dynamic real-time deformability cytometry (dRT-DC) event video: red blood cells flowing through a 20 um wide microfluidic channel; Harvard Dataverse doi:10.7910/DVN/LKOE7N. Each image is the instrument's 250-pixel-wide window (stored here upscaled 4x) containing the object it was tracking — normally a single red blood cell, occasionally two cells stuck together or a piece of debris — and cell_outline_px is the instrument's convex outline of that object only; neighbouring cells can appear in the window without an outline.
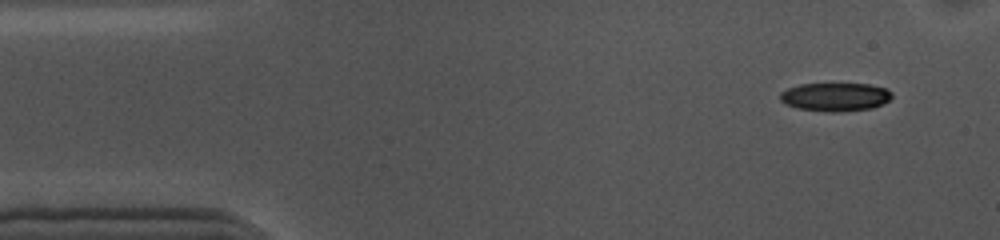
{"species": "common noctule bat (a hibernating species)", "species_latin": "Nyctalus noctula", "temperature_condition": "cold", "stored_images_in_passage": 2, "camera_frame_rate_fps": 3000, "um_per_image_px": 0.085, "animal": {"sex": "female", "body_mass_g": 10.0, "forearm_length_mm": 53.1}, "frame": {"image": 1, "passage_image": 1, "time_ms": 0.0, "image_size_px": [1000, 240], "cell_outline_px": [[892, 96], [884, 104], [872, 108], [840, 112], [828, 112], [796, 108], [780, 100], [780, 92], [788, 88], [800, 84], [868, 84], [888, 88], [892, 92]], "centroid_in_image_um": [71.02, 8.24], "position_along_channel_um": 14.0, "area_um2": 18.61}}